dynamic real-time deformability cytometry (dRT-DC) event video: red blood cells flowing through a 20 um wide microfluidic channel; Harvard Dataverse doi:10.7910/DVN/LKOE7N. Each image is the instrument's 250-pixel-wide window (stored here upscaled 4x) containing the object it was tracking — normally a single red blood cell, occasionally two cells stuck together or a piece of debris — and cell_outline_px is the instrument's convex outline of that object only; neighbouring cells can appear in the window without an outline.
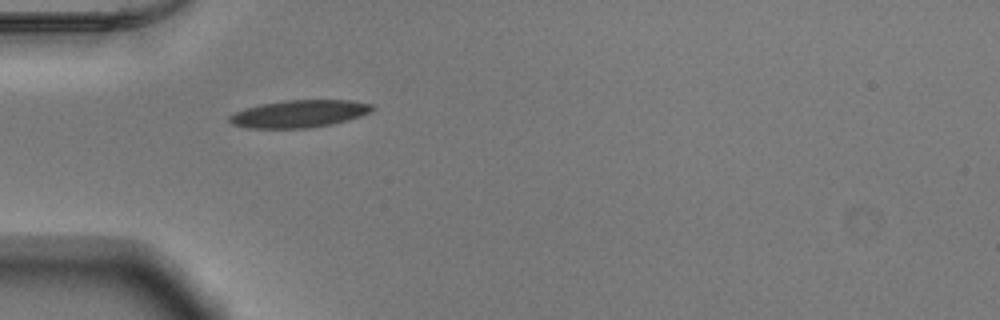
{"species": "Egyptian fruit bat (a non-hibernating species)", "species_latin": "Rousettus aegyptiacus", "temperature_condition": "warm", "stored_images_in_passage": 37, "camera_frame_rate_fps": 3000, "um_per_image_px": 0.085, "animal": {"sex": "male"}, "frame": {"image": 1, "passage_image": 1, "time_ms": 0.0, "image_size_px": [1000, 320], "cell_outline_px": [[376, 108], [372, 112], [348, 120], [332, 124], [308, 128], [248, 128], [232, 124], [228, 120], [228, 116], [244, 108], [260, 104], [288, 100], [348, 100], [372, 104]], "centroid_in_image_um": [25.44, 9.67], "position_along_channel_um": 59.6, "area_um2": 22.89}}
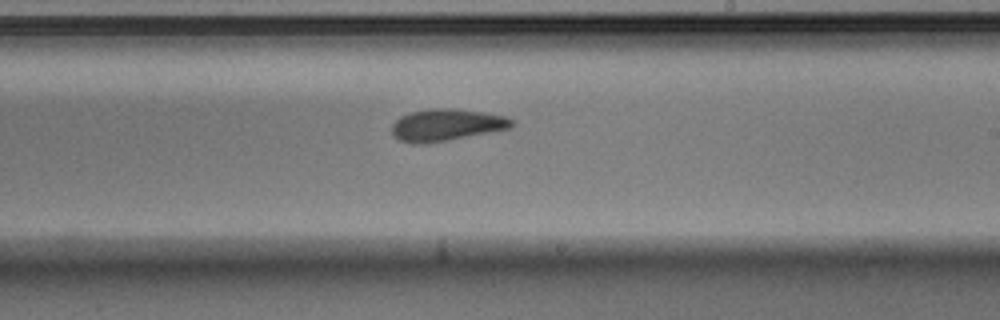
{"frame": {"image": 2, "passage_image": 16, "time_ms": 5.0, "image_size_px": [1000, 320], "cell_outline_px": [[516, 120], [512, 128], [448, 140], [424, 144], [412, 144], [400, 140], [392, 132], [392, 124], [400, 116], [408, 112], [432, 108], [452, 108], [480, 112], [504, 116]], "centroid_in_image_um": [37.95, 10.62], "position_along_channel_um": 251.1, "area_um2": 22.37}}
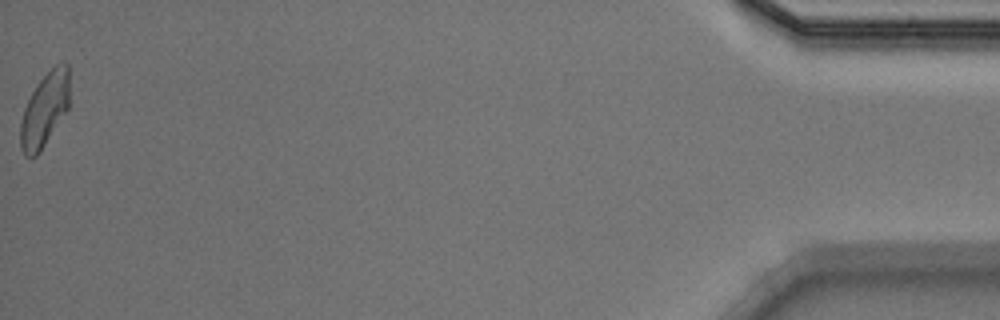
{"frame": {"image": 3, "passage_image": 37, "time_ms": 12.0, "image_size_px": [1000, 320], "cell_outline_px": [[68, 108], [40, 152], [32, 160], [24, 156], [20, 148], [20, 124], [24, 108], [36, 84], [56, 64], [68, 64]], "centroid_in_image_um": [3.75, 9.4], "position_along_channel_um": 431.4, "area_um2": 20.92}, "authors_computed_cell_mechanics": {"area_um2": 22.0796, "velocity_mm_per_s": 3.9114, "shape_relaxation_time_tau1_ms": 2.8749, "shape_relaxation_time_tau2_ms": 2.0831, "deformation_change_tau1": 0.1426, "deformation_change_tau2": 0.1022}}